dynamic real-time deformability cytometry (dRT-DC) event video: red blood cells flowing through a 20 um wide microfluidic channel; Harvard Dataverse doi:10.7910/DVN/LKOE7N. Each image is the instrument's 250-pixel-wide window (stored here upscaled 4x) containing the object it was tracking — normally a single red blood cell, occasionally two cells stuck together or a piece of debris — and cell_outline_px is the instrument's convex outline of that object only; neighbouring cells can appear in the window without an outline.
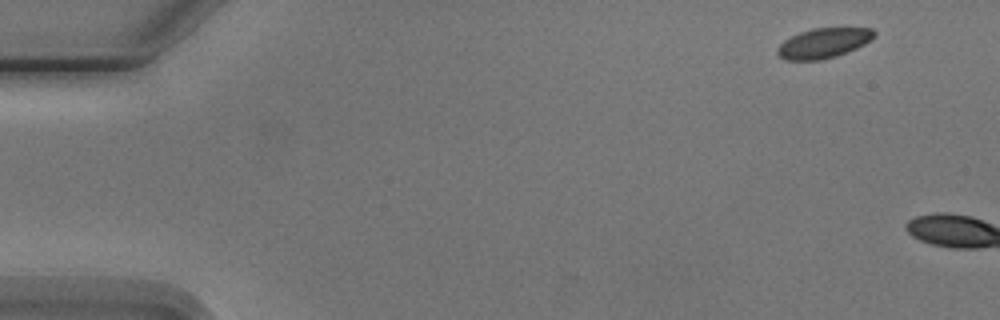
{"species": "Egyptian fruit bat (a non-hibernating species)", "species_latin": "Rousettus aegyptiacus", "temperature_condition": "cold", "stored_images_in_passage": 2, "camera_frame_rate_fps": 3000, "um_per_image_px": 0.085, "animal": {"sex": "male"}, "frame": {"image": 1, "passage_image": 1, "time_ms": 0.0, "image_size_px": [1000, 320], "cell_outline_px": [[876, 36], [872, 40], [856, 48], [836, 56], [820, 60], [784, 60], [776, 52], [776, 48], [784, 40], [800, 32], [812, 28], [872, 28], [876, 32]], "centroid_in_image_um": [70.01, 3.66], "position_along_channel_um": 15.0, "area_um2": 16.94}}